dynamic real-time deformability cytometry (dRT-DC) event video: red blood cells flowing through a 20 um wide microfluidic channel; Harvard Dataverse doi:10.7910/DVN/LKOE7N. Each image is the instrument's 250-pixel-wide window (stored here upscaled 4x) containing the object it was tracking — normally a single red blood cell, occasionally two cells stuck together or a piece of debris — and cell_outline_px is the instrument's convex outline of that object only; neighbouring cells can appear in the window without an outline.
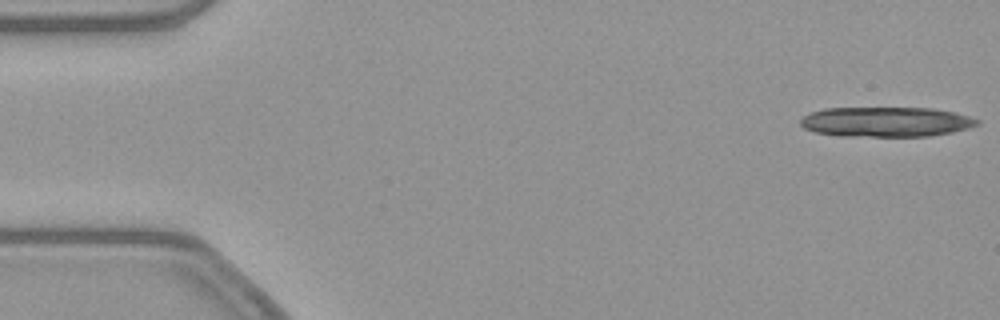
{"species": "common noctule bat (a hibernating species)", "species_latin": "Nyctalus noctula", "temperature_condition": "warm", "stored_images_in_passage": 25, "camera_frame_rate_fps": 3000, "um_per_image_px": 0.085, "animal": {"sex": "female", "body_mass_g": 21.9}, "frame": {"image": 1, "passage_image": 1, "time_ms": 0.0, "image_size_px": [1000, 320], "cell_outline_px": [[980, 124], [968, 128], [952, 132], [928, 136], [840, 136], [816, 132], [804, 128], [800, 124], [800, 120], [804, 116], [812, 112], [824, 108], [932, 108], [956, 112], [980, 120]], "centroid_in_image_um": [75.33, 10.35], "position_along_channel_um": 9.7, "area_um2": 30.81}}